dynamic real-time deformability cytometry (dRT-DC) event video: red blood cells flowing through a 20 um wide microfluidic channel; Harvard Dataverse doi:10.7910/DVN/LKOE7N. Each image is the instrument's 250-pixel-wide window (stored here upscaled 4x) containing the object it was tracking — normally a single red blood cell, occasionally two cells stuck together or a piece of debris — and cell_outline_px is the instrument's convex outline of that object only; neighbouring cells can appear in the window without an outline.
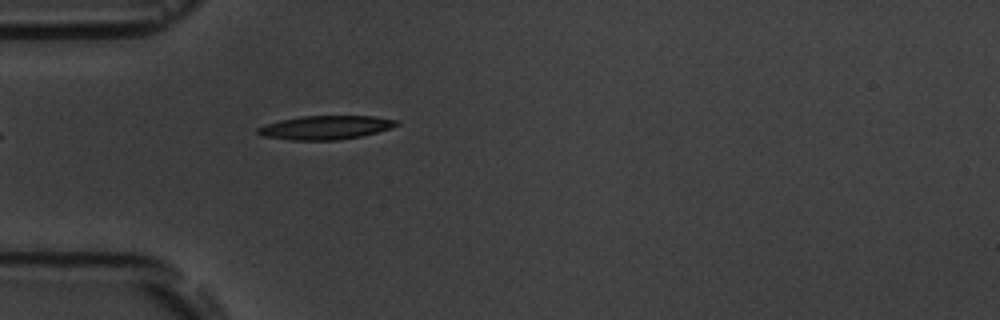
{"species": "common noctule bat (a hibernating species)", "species_latin": "Nyctalus noctula", "temperature_condition": "room temperature", "stored_images_in_passage": 5, "camera_frame_rate_fps": 3000, "um_per_image_px": 0.085, "animal": {"sex": "male", "body_mass_g": 19.5, "forearm_length_mm": 54.6}, "frame": {"image": 1, "passage_image": 5, "time_ms": 4.333, "image_size_px": [1000, 320], "cell_outline_px": [[400, 124], [392, 128], [360, 136], [336, 140], [292, 140], [264, 136], [256, 132], [256, 128], [280, 120], [300, 116], [376, 116], [396, 120]], "centroid_in_image_um": [27.69, 10.83], "position_along_channel_um": 57.3, "area_um2": 19.07}}